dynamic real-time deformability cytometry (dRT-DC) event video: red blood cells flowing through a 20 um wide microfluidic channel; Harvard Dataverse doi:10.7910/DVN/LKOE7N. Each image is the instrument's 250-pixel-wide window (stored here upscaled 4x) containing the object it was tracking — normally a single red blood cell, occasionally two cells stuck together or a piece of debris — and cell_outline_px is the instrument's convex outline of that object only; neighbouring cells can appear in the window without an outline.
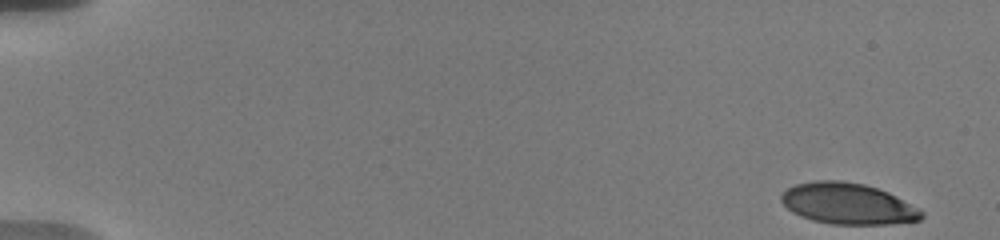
{"species": "human", "species_latin": "Homo sapiens", "temperature_condition": "warm", "stored_images_in_passage": 56, "camera_frame_rate_fps": 3000, "um_per_image_px": 0.085, "donor": {"sex": "male"}, "frame": {"image": 1, "passage_image": 1, "time_ms": 0.0, "image_size_px": [1000, 240], "cell_outline_px": [[924, 216], [920, 220], [892, 224], [832, 224], [812, 220], [800, 216], [792, 212], [780, 200], [780, 196], [788, 188], [796, 184], [816, 180], [844, 180], [864, 184], [888, 192], [920, 208], [924, 212]], "centroid_in_image_um": [72.09, 17.31], "position_along_channel_um": 12.9, "area_um2": 33.76}}
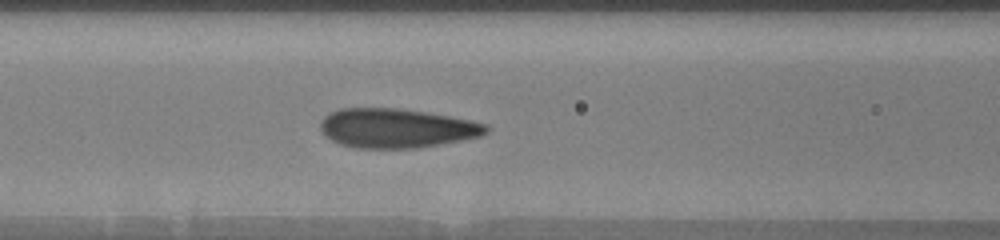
{"frame": {"image": 2, "passage_image": 21, "time_ms": 7.667, "image_size_px": [1000, 240], "cell_outline_px": [[488, 132], [480, 136], [464, 140], [416, 148], [356, 148], [340, 144], [332, 140], [320, 128], [320, 124], [324, 116], [328, 112], [340, 108], [396, 108], [424, 112], [448, 116], [488, 124]], "centroid_in_image_um": [33.7, 10.89], "position_along_channel_um": 132.9, "area_um2": 37.8}}
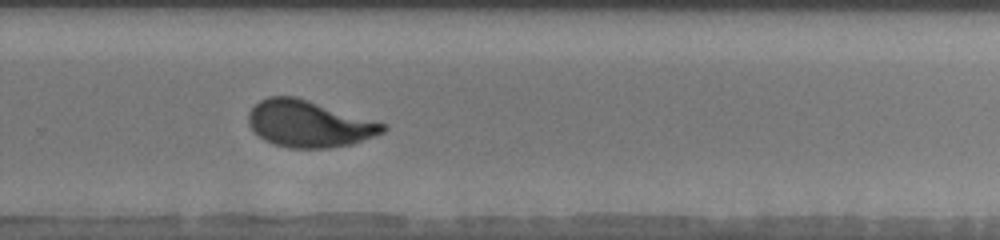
{"frame": {"image": 3, "passage_image": 36, "time_ms": 12.333, "image_size_px": [1000, 240], "cell_outline_px": [[388, 128], [384, 132], [352, 144], [328, 148], [288, 148], [272, 144], [264, 140], [248, 124], [248, 112], [260, 100], [268, 96], [296, 96], [388, 124]], "centroid_in_image_um": [26.27, 10.52], "position_along_channel_um": 303.5, "area_um2": 36.7}, "authors_computed_cell_mechanics": {"area_um2": 36.414, "velocity_mm_per_s": 3.6702, "shape_relaxation_time_tau1_ms": 4.9841, "shape_relaxation_time_tau2_ms": null, "deformation_change_tau1": 0.1968, "deformation_change_tau2": null}}